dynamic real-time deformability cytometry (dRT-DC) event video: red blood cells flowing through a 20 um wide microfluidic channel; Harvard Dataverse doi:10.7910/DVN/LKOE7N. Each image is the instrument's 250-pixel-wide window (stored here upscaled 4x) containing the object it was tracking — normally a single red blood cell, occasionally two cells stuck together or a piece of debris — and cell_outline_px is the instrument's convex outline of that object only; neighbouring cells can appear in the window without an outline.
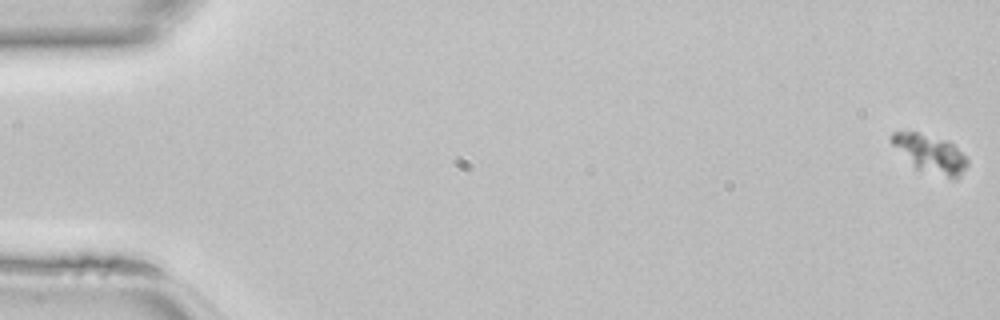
{"species": "common noctule bat (a hibernating species)", "species_latin": "Nyctalus noctula", "temperature_condition": "room temperature", "stored_images_in_passage": 50, "camera_frame_rate_fps": 3000, "um_per_image_px": 0.085, "animal": {"sex": "female", "body_mass_g": 22.7, "forearm_length_mm": 54.2}, "frame": {"image": 1, "passage_image": 1, "time_ms": 0.0, "image_size_px": [1000, 320], "cell_outline_px": [[968, 164], [960, 176], [956, 180], [916, 168], [888, 140], [892, 132], [916, 132], [948, 140], [968, 160]], "centroid_in_image_um": [79.07, 13.06], "position_along_channel_um": 5.9, "area_um2": 16.47}}
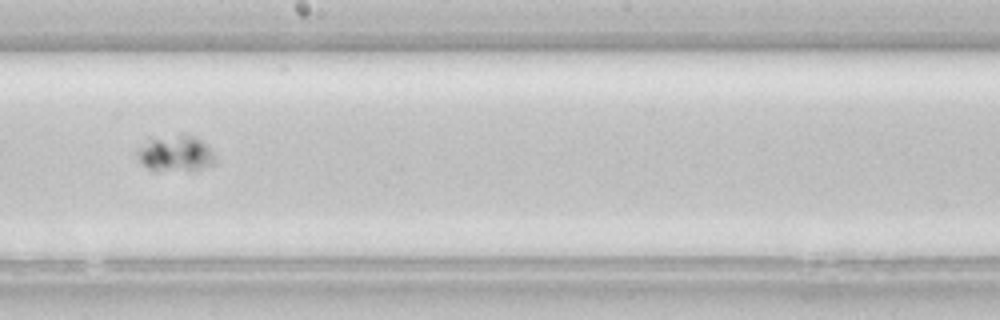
{"frame": {"image": 2, "passage_image": 29, "time_ms": 9.333, "image_size_px": [1000, 320], "cell_outline_px": [[216, 160], [212, 164], [200, 168], [156, 172], [148, 168], [136, 156], [136, 148], [148, 136], [196, 136], [208, 144], [216, 156]], "centroid_in_image_um": [14.86, 13.02], "position_along_channel_um": 233.3, "area_um2": 16.7}}
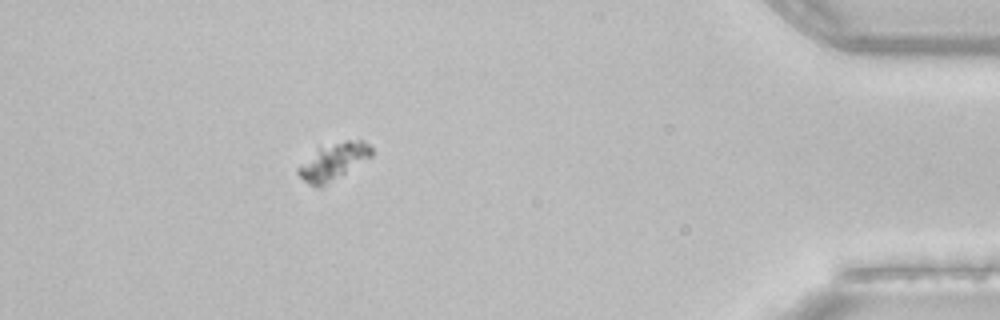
{"frame": {"image": 3, "passage_image": 45, "time_ms": 14.667, "image_size_px": [1000, 320], "cell_outline_px": [[372, 156], [320, 188], [316, 188], [308, 184], [296, 172], [296, 168], [320, 148], [344, 140], [360, 140], [368, 144], [372, 148]], "centroid_in_image_um": [28.33, 13.75], "position_along_channel_um": 406.9, "area_um2": 15.26}}